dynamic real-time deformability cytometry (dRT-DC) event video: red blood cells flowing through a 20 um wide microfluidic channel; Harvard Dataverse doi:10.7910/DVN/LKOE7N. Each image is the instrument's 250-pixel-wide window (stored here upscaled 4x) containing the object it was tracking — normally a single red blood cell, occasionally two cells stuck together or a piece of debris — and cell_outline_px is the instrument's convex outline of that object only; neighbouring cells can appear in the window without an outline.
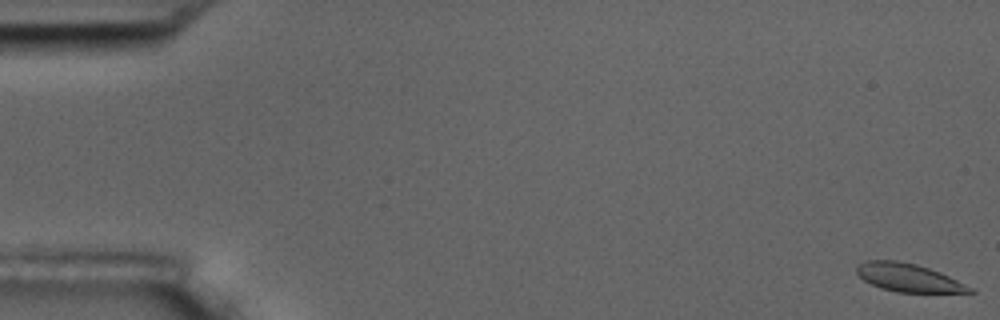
{"species": "common noctule bat (a hibernating species)", "species_latin": "Nyctalus noctula", "temperature_condition": "room temperature", "stored_images_in_passage": 6, "camera_frame_rate_fps": 3000, "um_per_image_px": 0.085, "animal": {"sex": "male", "body_mass_g": 17.5, "forearm_length_mm": 52.3}, "frame": {"image": 1, "passage_image": 1, "time_ms": 0.0, "image_size_px": [1000, 320], "cell_outline_px": [[976, 292], [896, 292], [880, 288], [864, 280], [856, 272], [856, 264], [864, 260], [900, 260], [916, 264], [940, 272], [972, 288]], "centroid_in_image_um": [77.14, 23.58], "position_along_channel_um": 7.9, "area_um2": 18.44}}
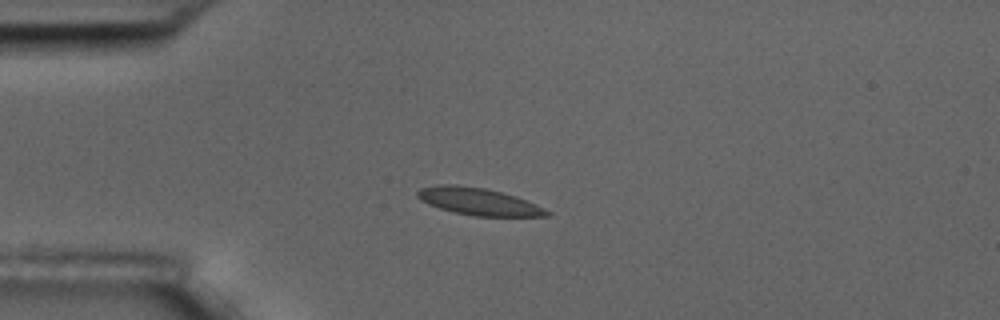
{"frame": {"image": 2, "passage_image": 4, "time_ms": 4.667, "image_size_px": [1000, 320], "cell_outline_px": [[552, 216], [472, 216], [440, 208], [428, 204], [420, 200], [416, 196], [416, 192], [420, 188], [436, 184], [456, 184], [484, 188], [516, 196], [536, 204], [552, 212]], "centroid_in_image_um": [40.67, 17.12], "position_along_channel_um": 44.3, "area_um2": 20.58}}